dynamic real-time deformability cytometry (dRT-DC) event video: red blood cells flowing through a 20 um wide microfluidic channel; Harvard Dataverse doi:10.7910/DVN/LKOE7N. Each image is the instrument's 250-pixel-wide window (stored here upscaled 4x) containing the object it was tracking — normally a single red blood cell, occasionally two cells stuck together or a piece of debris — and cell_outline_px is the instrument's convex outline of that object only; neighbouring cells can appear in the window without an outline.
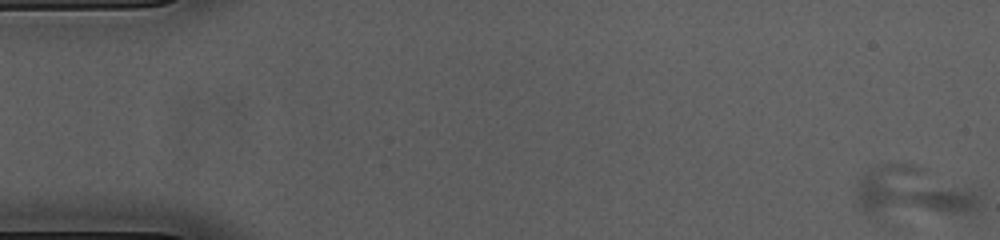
{"species": "common noctule bat (a hibernating species)", "species_latin": "Nyctalus noctula", "temperature_condition": "cold", "stored_images_in_passage": 55, "camera_frame_rate_fps": 3000, "um_per_image_px": 0.085, "animal": {"sex": "female", "body_mass_g": 23.0, "forearm_length_mm": 53.4}, "frame": {"image": 1, "passage_image": 1, "time_ms": 0.0, "image_size_px": [1000, 240], "cell_outline_px": [[980, 204], [972, 212], [872, 216], [868, 216], [860, 212], [856, 200], [856, 188], [860, 180], [868, 168], [876, 164], [912, 164], [924, 168], [980, 192]], "centroid_in_image_um": [77.5, 16.34], "position_along_channel_um": 7.5, "area_um2": 36.36}}
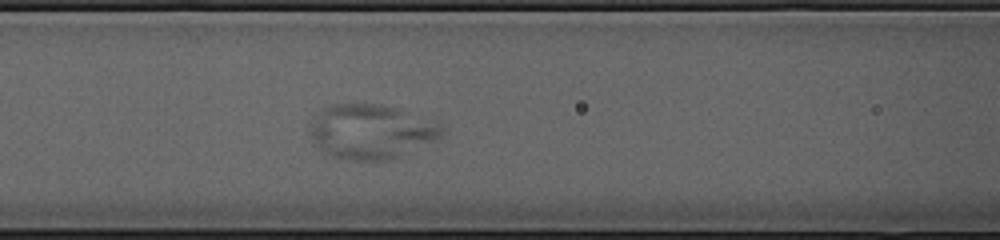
{"frame": {"image": 2, "passage_image": 23, "time_ms": 7.333, "image_size_px": [1000, 240], "cell_outline_px": [[448, 132], [400, 156], [384, 160], [352, 160], [332, 156], [324, 152], [312, 144], [308, 136], [308, 120], [324, 108], [336, 104], [380, 104], [396, 108], [440, 124]], "centroid_in_image_um": [31.43, 11.18], "position_along_channel_um": 135.2, "area_um2": 41.85}}
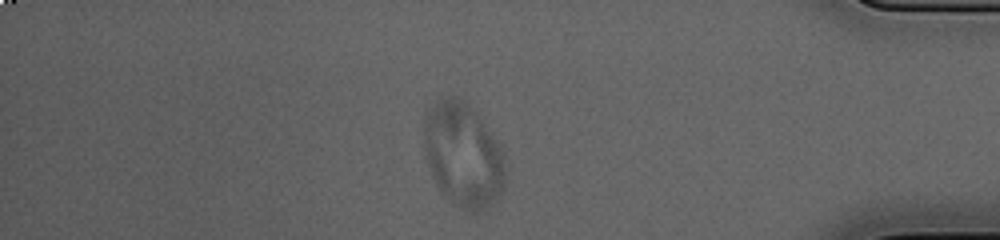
{"frame": {"image": 3, "passage_image": 47, "time_ms": 15.333, "image_size_px": [1000, 240], "cell_outline_px": [[504, 184], [500, 196], [484, 212], [464, 208], [452, 204], [440, 192], [432, 176], [424, 144], [424, 112], [428, 108], [440, 100], [452, 96], [456, 96], [464, 100], [476, 112], [500, 148], [504, 168]], "centroid_in_image_um": [39.33, 13.18], "position_along_channel_um": 395.9, "area_um2": 48.9}}